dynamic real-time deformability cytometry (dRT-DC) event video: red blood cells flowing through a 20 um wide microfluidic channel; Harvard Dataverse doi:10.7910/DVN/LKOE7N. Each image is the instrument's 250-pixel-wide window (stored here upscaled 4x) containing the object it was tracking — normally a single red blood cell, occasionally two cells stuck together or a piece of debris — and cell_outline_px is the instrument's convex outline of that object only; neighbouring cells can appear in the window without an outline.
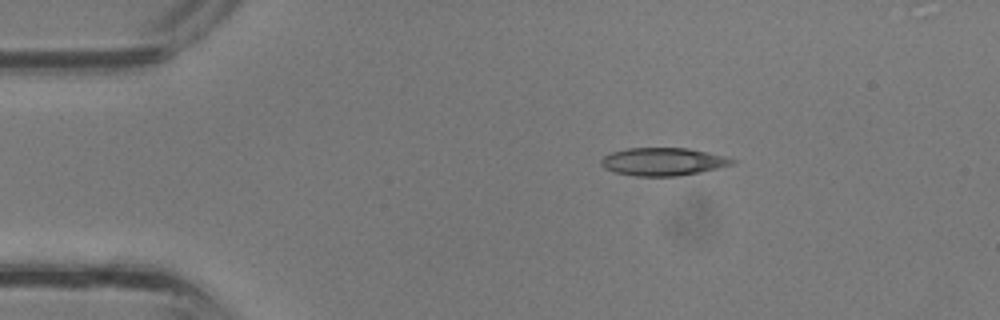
{"species": "common noctule bat (a hibernating species)", "species_latin": "Nyctalus noctula", "temperature_condition": "room temperature", "stored_images_in_passage": 28, "camera_frame_rate_fps": 3000, "um_per_image_px": 0.085, "animal": {"sex": "male", "body_mass_g": 13.3}, "frame": {"image": 1, "passage_image": 1, "time_ms": 0.0, "image_size_px": [1000, 320], "cell_outline_px": [[736, 164], [700, 172], [676, 176], [636, 176], [616, 172], [604, 168], [600, 164], [600, 160], [604, 156], [612, 152], [628, 148], [688, 148], [724, 156], [736, 160]], "centroid_in_image_um": [56.36, 13.74], "position_along_channel_um": 28.6, "area_um2": 21.21}}
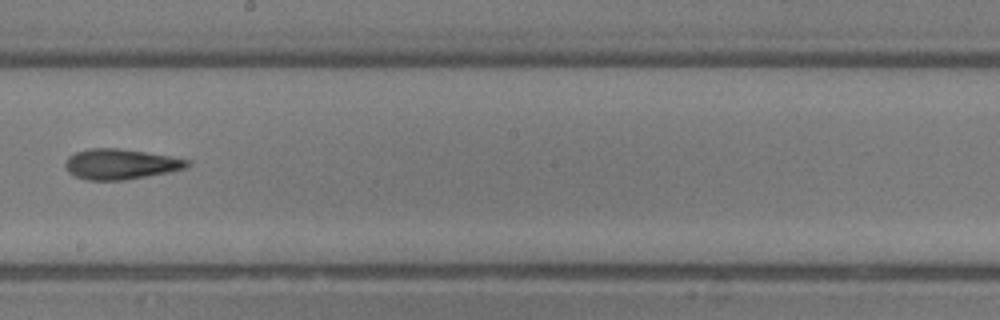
{"frame": {"image": 2, "passage_image": 15, "time_ms": 4.667, "image_size_px": [1000, 320], "cell_outline_px": [[192, 164], [184, 168], [168, 172], [124, 180], [88, 180], [76, 176], [68, 172], [64, 164], [68, 156], [76, 152], [88, 148], [120, 148], [192, 160]], "centroid_in_image_um": [10.24, 13.94], "position_along_channel_um": 238.0, "area_um2": 21.5}}
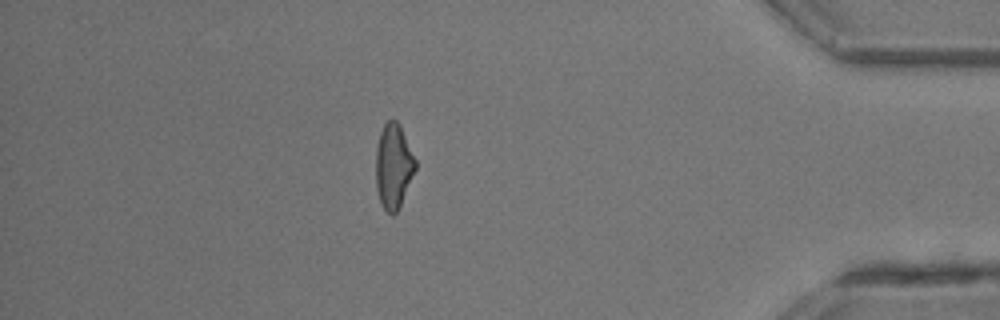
{"frame": {"image": 3, "passage_image": 26, "time_ms": 8.333, "image_size_px": [1000, 320], "cell_outline_px": [[416, 168], [400, 204], [396, 212], [392, 216], [384, 208], [380, 200], [376, 188], [376, 148], [380, 132], [384, 124], [388, 120], [396, 120], [400, 124], [416, 160]], "centroid_in_image_um": [33.44, 14.08], "position_along_channel_um": 401.8, "area_um2": 19.31}}